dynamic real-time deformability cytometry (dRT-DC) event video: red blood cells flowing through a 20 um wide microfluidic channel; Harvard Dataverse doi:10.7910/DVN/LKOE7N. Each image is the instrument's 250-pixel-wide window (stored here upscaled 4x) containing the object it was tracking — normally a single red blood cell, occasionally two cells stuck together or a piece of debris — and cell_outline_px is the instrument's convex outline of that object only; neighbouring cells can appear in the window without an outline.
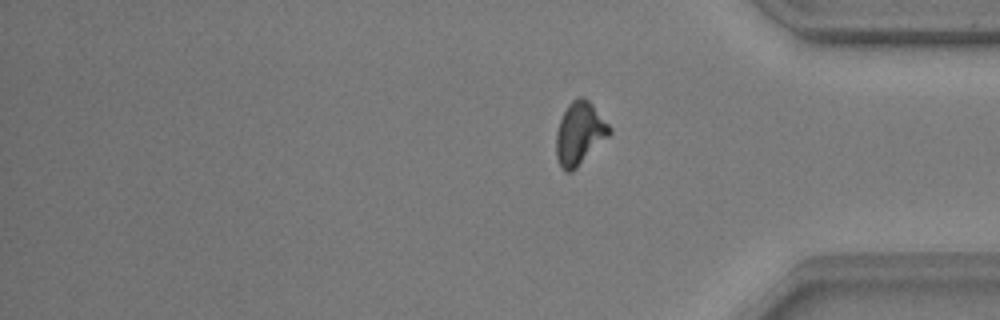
{"species": "common noctule bat (a hibernating species)", "species_latin": "Nyctalus noctula", "temperature_condition": "warm", "stored_images_in_passage": 30, "camera_frame_rate_fps": 3000, "um_per_image_px": 0.085, "animal": {"sex": "male", "body_mass_g": 17.9, "forearm_length_mm": 54.2}, "frame": {"image": 1, "passage_image": 30, "time_ms": 9.667, "image_size_px": [1000, 320], "cell_outline_px": [[612, 132], [572, 172], [564, 172], [560, 168], [556, 156], [556, 132], [560, 120], [568, 104], [576, 96], [584, 96], [592, 104], [612, 128]], "centroid_in_image_um": [49.25, 11.33], "position_along_channel_um": 386.0, "area_um2": 19.48}, "authors_computed_cell_mechanics": {"area_um2": 23.2067, "velocity_mm_per_s": 3.716, "shape_relaxation_time_tau1_ms": 4.0651, "shape_relaxation_time_tau2_ms": 3.6861, "deformation_change_tau1": 0.124, "deformation_change_tau2": 0.0809}}